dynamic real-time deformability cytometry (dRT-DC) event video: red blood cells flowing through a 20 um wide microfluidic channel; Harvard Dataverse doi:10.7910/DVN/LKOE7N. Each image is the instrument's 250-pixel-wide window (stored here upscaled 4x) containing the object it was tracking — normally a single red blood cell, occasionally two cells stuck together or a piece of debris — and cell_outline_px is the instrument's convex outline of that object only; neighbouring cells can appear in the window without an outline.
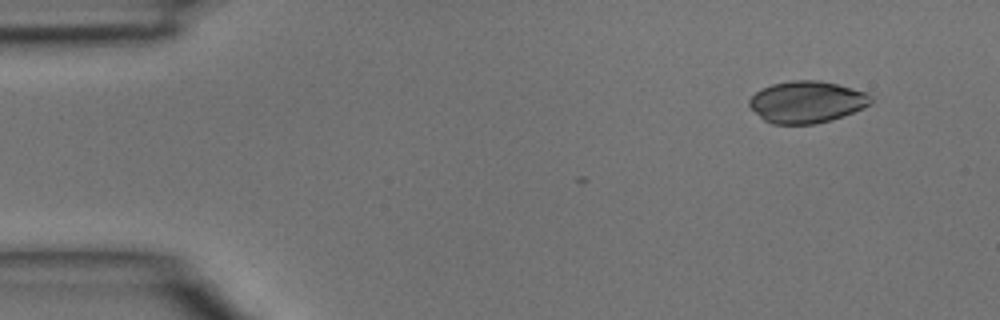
{"species": "common noctule bat (a hibernating species)", "species_latin": "Nyctalus noctula", "temperature_condition": "room temperature", "stored_images_in_passage": 3, "camera_frame_rate_fps": 3000, "um_per_image_px": 0.085, "animal": {"sex": "male", "body_mass_g": 15.6}, "frame": {"image": 1, "passage_image": 1, "time_ms": 0.0, "image_size_px": [1000, 320], "cell_outline_px": [[872, 104], [864, 108], [844, 116], [832, 120], [816, 124], [772, 124], [764, 120], [748, 104], [748, 100], [756, 92], [772, 84], [792, 80], [820, 80], [868, 92], [872, 96]], "centroid_in_image_um": [68.62, 8.67], "position_along_channel_um": 16.4, "area_um2": 29.77}}